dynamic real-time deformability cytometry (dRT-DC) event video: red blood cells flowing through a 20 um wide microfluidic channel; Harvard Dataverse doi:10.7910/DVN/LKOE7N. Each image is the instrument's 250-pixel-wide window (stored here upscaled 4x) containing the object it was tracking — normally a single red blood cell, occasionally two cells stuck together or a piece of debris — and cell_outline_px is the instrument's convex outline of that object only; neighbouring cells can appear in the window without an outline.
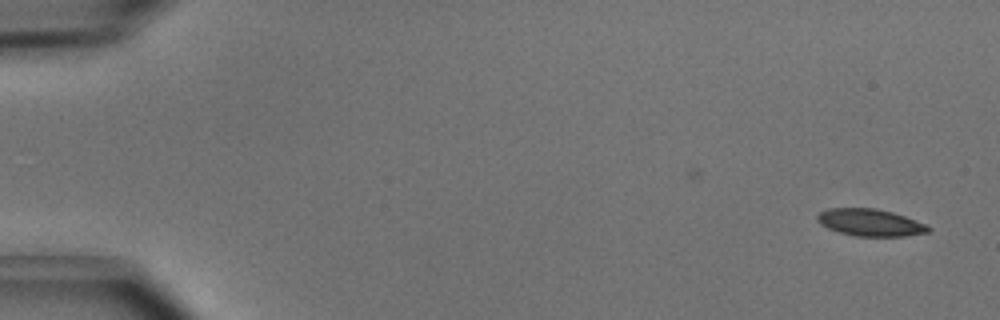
{"species": "common noctule bat (a hibernating species)", "species_latin": "Nyctalus noctula", "temperature_condition": "cold", "stored_images_in_passage": 2, "camera_frame_rate_fps": 3000, "um_per_image_px": 0.085, "animal": {"sex": "male", "body_mass_g": 15.6}, "frame": {"image": 1, "passage_image": 2, "time_ms": 0.333, "image_size_px": [1000, 320], "cell_outline_px": [[932, 228], [928, 232], [904, 236], [856, 236], [840, 232], [828, 228], [820, 224], [816, 220], [816, 216], [820, 212], [828, 208], [876, 208], [892, 212], [928, 224]], "centroid_in_image_um": [73.97, 18.91], "position_along_channel_um": 11.0, "area_um2": 17.57}}